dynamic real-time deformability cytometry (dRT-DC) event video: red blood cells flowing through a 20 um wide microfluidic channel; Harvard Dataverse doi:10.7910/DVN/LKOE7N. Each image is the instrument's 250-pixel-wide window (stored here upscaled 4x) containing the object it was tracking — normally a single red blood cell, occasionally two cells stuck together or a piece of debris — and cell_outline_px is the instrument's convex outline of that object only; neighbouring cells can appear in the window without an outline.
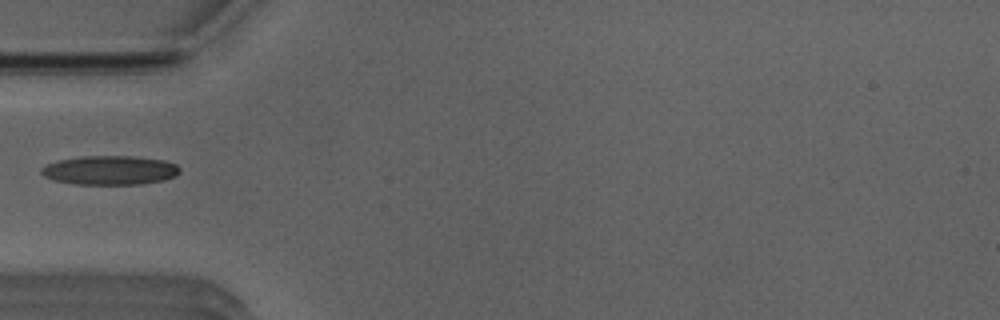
{"species": "Egyptian fruit bat (a non-hibernating species)", "species_latin": "Rousettus aegyptiacus", "temperature_condition": "room temperature", "stored_images_in_passage": 36, "camera_frame_rate_fps": 3000, "um_per_image_px": 0.085, "animal": {"sex": "male"}, "frame": {"image": 1, "passage_image": 1, "time_ms": 0.0, "image_size_px": [1000, 320], "cell_outline_px": [[180, 172], [176, 176], [164, 180], [140, 184], [76, 184], [56, 180], [44, 176], [40, 172], [40, 168], [56, 160], [80, 156], [136, 156], [164, 160], [176, 164], [180, 168]], "centroid_in_image_um": [9.36, 14.46], "position_along_channel_um": 75.6, "area_um2": 23.58}}
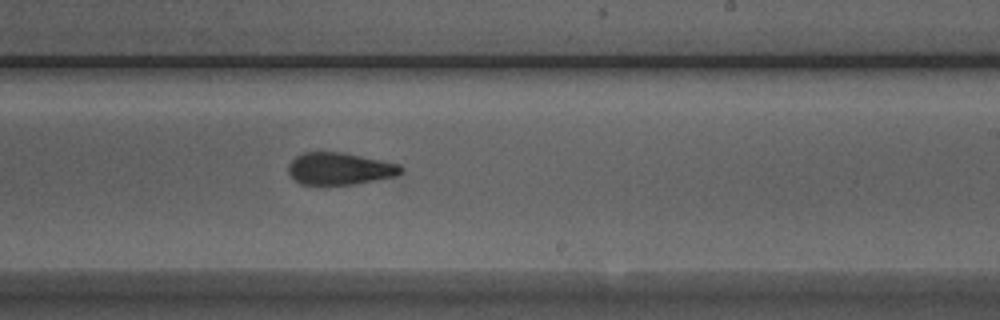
{"frame": {"image": 2, "passage_image": 15, "time_ms": 4.667, "image_size_px": [1000, 320], "cell_outline_px": [[404, 172], [400, 176], [352, 184], [300, 184], [288, 172], [288, 164], [296, 156], [304, 152], [340, 152], [400, 164], [404, 168]], "centroid_in_image_um": [28.92, 14.34], "position_along_channel_um": 260.1, "area_um2": 21.04}}
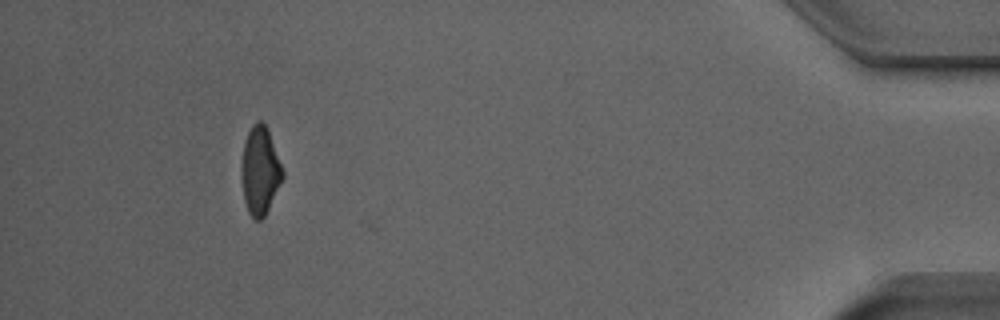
{"frame": {"image": 3, "passage_image": 32, "time_ms": 10.333, "image_size_px": [1000, 320], "cell_outline_px": [[284, 176], [264, 216], [260, 220], [256, 220], [248, 212], [244, 200], [240, 176], [240, 168], [244, 140], [252, 124], [256, 120], [260, 120], [268, 128], [284, 172]], "centroid_in_image_um": [22.08, 14.46], "position_along_channel_um": 413.1, "area_um2": 21.27}}